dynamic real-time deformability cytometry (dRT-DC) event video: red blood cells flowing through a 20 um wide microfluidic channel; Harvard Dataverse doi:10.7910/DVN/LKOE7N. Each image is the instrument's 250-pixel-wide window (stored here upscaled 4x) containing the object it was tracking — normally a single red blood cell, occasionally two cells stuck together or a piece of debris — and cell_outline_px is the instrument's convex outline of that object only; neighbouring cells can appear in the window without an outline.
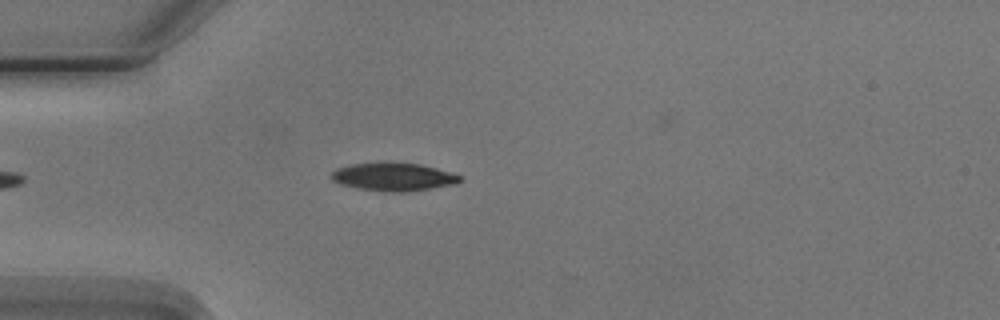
{"species": "Egyptian fruit bat (a non-hibernating species)", "species_latin": "Rousettus aegyptiacus", "temperature_condition": "cold", "stored_images_in_passage": 5, "camera_frame_rate_fps": 3000, "um_per_image_px": 0.085, "animal": {"sex": "male"}, "frame": {"image": 1, "passage_image": 4, "time_ms": 3.667, "image_size_px": [1000, 320], "cell_outline_px": [[460, 180], [452, 184], [404, 192], [392, 192], [356, 188], [340, 184], [332, 180], [332, 172], [336, 168], [352, 164], [420, 164], [436, 168], [460, 176]], "centroid_in_image_um": [33.38, 15.05], "position_along_channel_um": 51.6, "area_um2": 20.11}}